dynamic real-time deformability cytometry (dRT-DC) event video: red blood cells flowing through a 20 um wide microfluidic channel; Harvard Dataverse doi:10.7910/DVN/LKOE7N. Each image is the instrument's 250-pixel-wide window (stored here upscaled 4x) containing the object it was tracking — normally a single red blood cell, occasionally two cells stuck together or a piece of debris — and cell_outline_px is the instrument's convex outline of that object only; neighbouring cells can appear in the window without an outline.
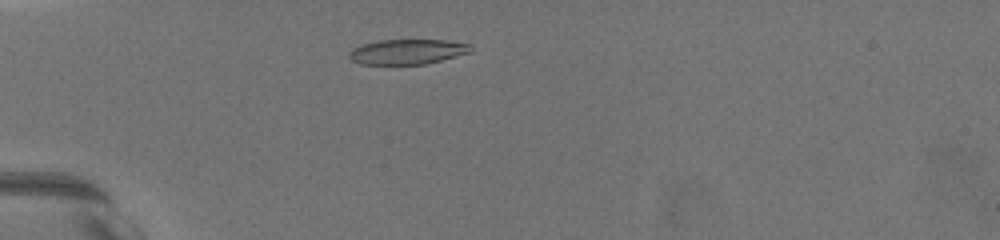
{"species": "common noctule bat (a hibernating species)", "species_latin": "Nyctalus noctula", "temperature_condition": "warm", "stored_images_in_passage": 41, "camera_frame_rate_fps": 3000, "um_per_image_px": 0.085, "animal": {"sex": "female", "body_mass_g": 19.5, "forearm_length_mm": 54.1}, "frame": {"image": 1, "passage_image": 4, "time_ms": 1.0, "image_size_px": [1000, 240], "cell_outline_px": [[472, 48], [468, 52], [440, 60], [424, 64], [360, 64], [352, 60], [348, 56], [352, 48], [376, 40], [444, 40], [472, 44]], "centroid_in_image_um": [34.59, 4.39], "position_along_channel_um": 50.4, "area_um2": 17.51}}
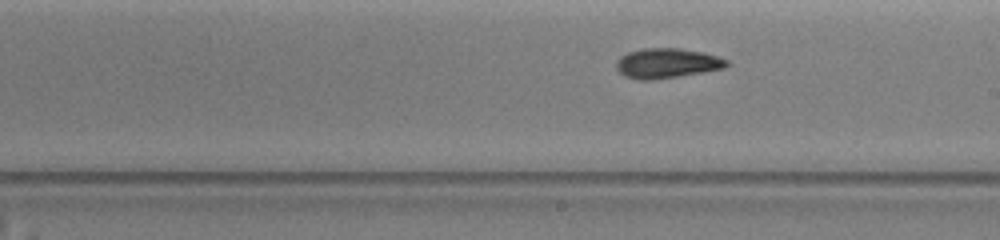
{"frame": {"image": 2, "passage_image": 25, "time_ms": 6.667, "image_size_px": [1000, 240], "cell_outline_px": [[728, 64], [724, 68], [704, 72], [652, 80], [640, 80], [624, 76], [616, 68], [616, 60], [620, 56], [628, 52], [640, 48], [676, 48], [704, 52], [728, 60]], "centroid_in_image_um": [56.66, 5.37], "position_along_channel_um": 232.3, "area_um2": 19.25}}
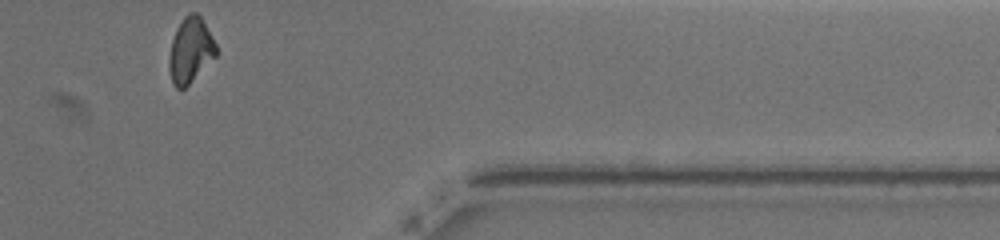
{"frame": {"image": 3, "passage_image": 41, "time_ms": 11.667, "image_size_px": [1000, 240], "cell_outline_px": [[216, 56], [184, 88], [176, 88], [172, 84], [168, 68], [168, 60], [172, 40], [176, 28], [184, 16], [192, 12], [196, 12], [200, 16], [212, 36], [216, 44]], "centroid_in_image_um": [16.16, 4.27], "position_along_channel_um": 395.2, "area_um2": 17.74}, "authors_computed_cell_mechanics": {"area_um2": 18.785, "velocity_mm_per_s": 3.621, "shape_relaxation_time_tau1_ms": null, "shape_relaxation_time_tau2_ms": 3.2395, "deformation_change_tau1": null, "deformation_change_tau2": 0.1}}